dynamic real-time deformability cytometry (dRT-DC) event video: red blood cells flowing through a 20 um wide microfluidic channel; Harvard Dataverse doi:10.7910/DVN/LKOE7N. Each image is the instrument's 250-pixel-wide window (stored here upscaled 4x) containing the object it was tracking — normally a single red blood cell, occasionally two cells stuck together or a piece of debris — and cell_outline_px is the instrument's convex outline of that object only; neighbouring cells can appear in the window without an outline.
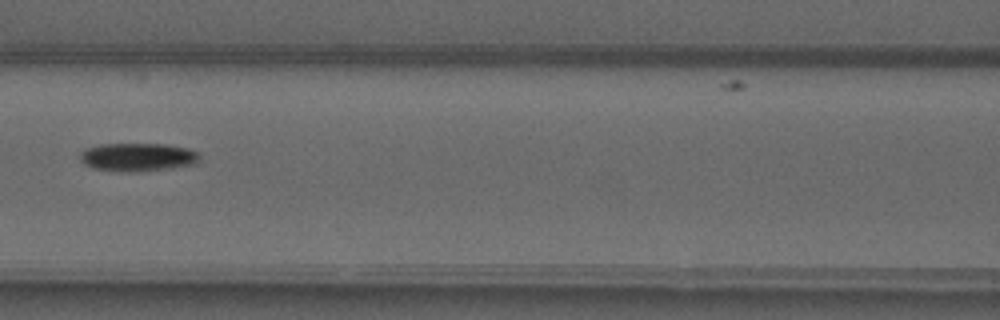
{"species": "common noctule bat (a hibernating species)", "species_latin": "Nyctalus noctula", "temperature_condition": "warm", "stored_images_in_passage": 6, "camera_frame_rate_fps": 3000, "um_per_image_px": 0.085, "animal": {"sex": "male", "forearm_length_mm": 52.5}, "frame": {"image": 1, "passage_image": 6, "time_ms": 6.0, "image_size_px": [1000, 320], "cell_outline_px": [[200, 160], [196, 164], [172, 168], [136, 172], [128, 172], [92, 168], [84, 164], [80, 160], [80, 152], [84, 148], [100, 144], [168, 144], [188, 148], [200, 152]], "centroid_in_image_um": [11.73, 13.35], "position_along_channel_um": 154.9, "area_um2": 20.06}}